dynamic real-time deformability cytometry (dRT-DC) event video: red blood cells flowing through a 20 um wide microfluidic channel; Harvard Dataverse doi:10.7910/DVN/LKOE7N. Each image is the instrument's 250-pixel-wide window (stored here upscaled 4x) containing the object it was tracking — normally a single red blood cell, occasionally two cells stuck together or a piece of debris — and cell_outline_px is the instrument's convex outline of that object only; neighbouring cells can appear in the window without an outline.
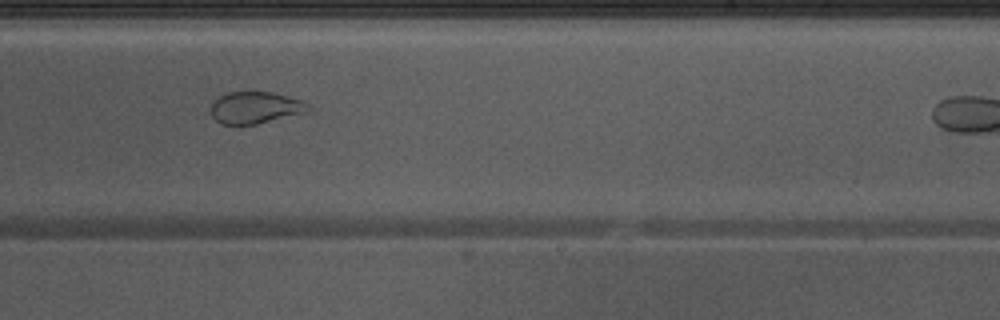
{"species": "Egyptian fruit bat (a non-hibernating species)", "species_latin": "Rousettus aegyptiacus", "temperature_condition": "warm", "stored_images_in_passage": 35, "camera_frame_rate_fps": 3000, "um_per_image_px": 0.085, "animal": {"sex": "male"}, "frame": {"image": 1, "passage_image": 25, "time_ms": 8.0, "image_size_px": [1000, 320], "cell_outline_px": [[312, 108], [308, 112], [256, 124], [224, 124], [216, 120], [212, 116], [212, 104], [220, 96], [228, 92], [272, 92], [300, 100], [308, 104]], "centroid_in_image_um": [21.74, 9.15], "position_along_channel_um": 267.3, "area_um2": 17.8}}